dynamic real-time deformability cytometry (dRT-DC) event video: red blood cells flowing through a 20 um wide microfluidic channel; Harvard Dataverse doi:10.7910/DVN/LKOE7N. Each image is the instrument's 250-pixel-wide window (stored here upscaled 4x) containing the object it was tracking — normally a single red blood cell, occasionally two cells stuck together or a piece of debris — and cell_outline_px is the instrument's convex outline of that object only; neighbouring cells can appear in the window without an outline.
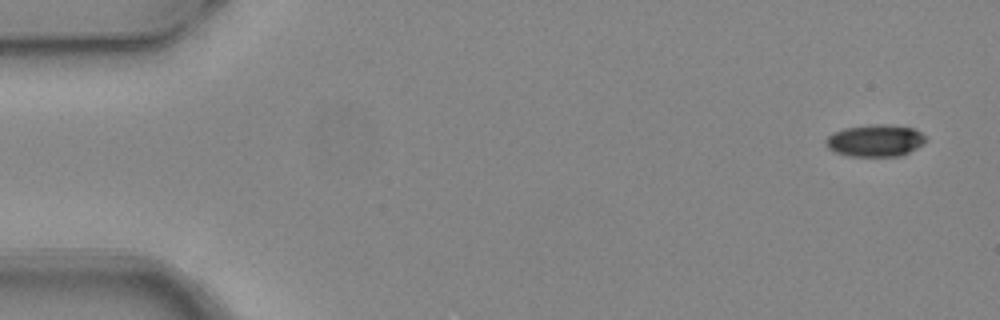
{"species": "common noctule bat (a hibernating species)", "species_latin": "Nyctalus noctula", "temperature_condition": "warm", "stored_images_in_passage": 5, "camera_frame_rate_fps": 3000, "um_per_image_px": 0.085, "animal": {"sex": "female", "body_mass_g": 24.6, "forearm_length_mm": 56.2}, "frame": {"image": 1, "passage_image": 1, "time_ms": 0.0, "image_size_px": [1000, 320], "cell_outline_px": [[928, 140], [924, 144], [900, 156], [848, 156], [836, 152], [828, 148], [824, 144], [824, 140], [832, 132], [844, 128], [872, 124], [884, 124], [912, 128], [920, 132]], "centroid_in_image_um": [74.36, 11.95], "position_along_channel_um": 10.6, "area_um2": 18.73}}
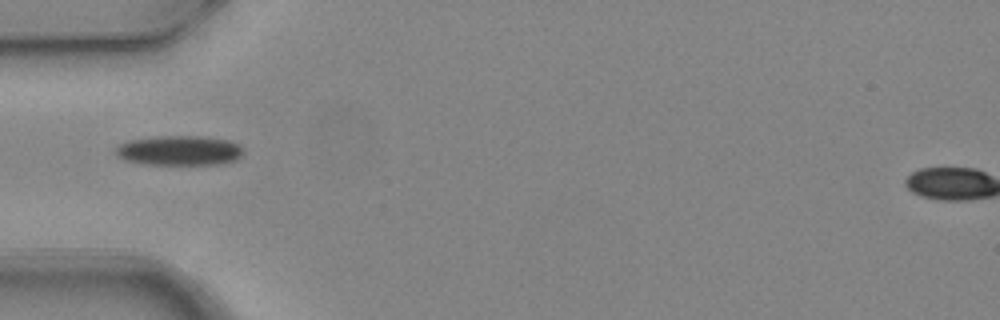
{"frame": {"image": 2, "passage_image": 4, "time_ms": 1.0, "image_size_px": [1000, 320], "cell_outline_px": [[244, 152], [236, 160], [220, 164], [144, 164], [124, 160], [116, 156], [112, 152], [120, 144], [128, 140], [156, 136], [204, 136], [228, 140], [240, 144], [244, 148]], "centroid_in_image_um": [15.23, 12.79], "position_along_channel_um": 69.8, "area_um2": 22.48}}
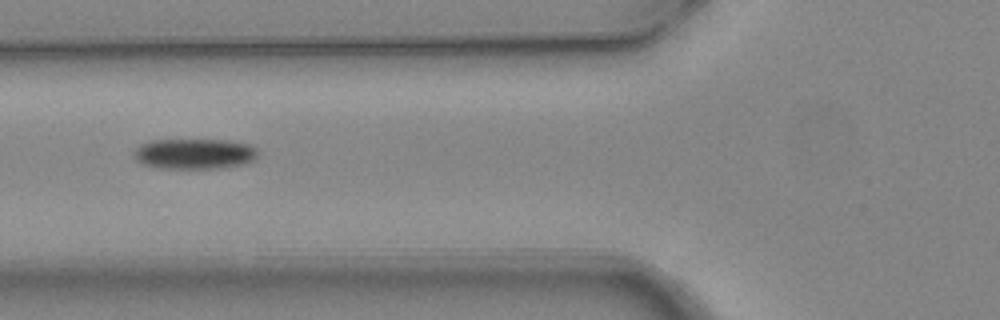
{"frame": {"image": 3, "passage_image": 5, "time_ms": 1.333, "image_size_px": [1000, 320], "cell_outline_px": [[260, 152], [256, 160], [244, 164], [220, 168], [156, 168], [144, 164], [136, 160], [132, 156], [132, 152], [140, 144], [148, 140], [228, 140], [248, 144], [256, 148]], "centroid_in_image_um": [16.53, 13.07], "position_along_channel_um": 109.3, "area_um2": 22.37}}